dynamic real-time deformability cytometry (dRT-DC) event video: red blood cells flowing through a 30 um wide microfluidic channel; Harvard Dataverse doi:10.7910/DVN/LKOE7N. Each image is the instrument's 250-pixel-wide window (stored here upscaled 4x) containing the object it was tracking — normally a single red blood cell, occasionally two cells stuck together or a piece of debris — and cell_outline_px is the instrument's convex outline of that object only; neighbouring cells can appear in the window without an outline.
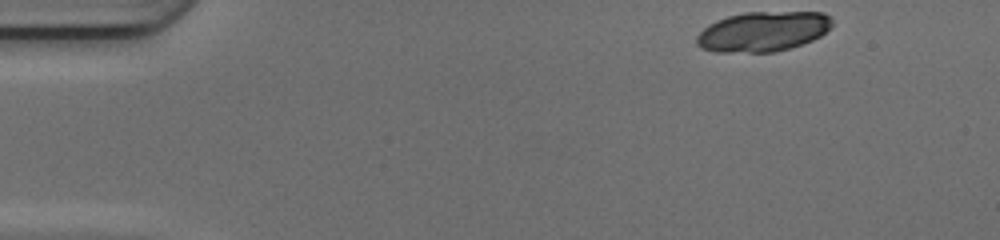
{"species": "common noctule bat (a hibernating species)", "species_latin": "Nyctalus noctula", "temperature_condition": "cold", "stored_images_in_passage": 14, "camera_frame_rate_fps": 3000, "um_per_image_px": 0.085, "animal": {"sex": "female", "body_mass_g": 17.0, "forearm_length_mm": 48.0}, "frame": {"image": 1, "passage_image": 1, "time_ms": 0.0, "image_size_px": [1000, 240], "cell_outline_px": [[832, 24], [820, 36], [812, 40], [788, 48], [772, 52], [716, 52], [700, 48], [696, 44], [696, 36], [708, 24], [716, 20], [728, 16], [744, 12], [824, 12], [832, 16]], "centroid_in_image_um": [64.82, 2.67], "position_along_channel_um": 20.2, "area_um2": 31.56}}